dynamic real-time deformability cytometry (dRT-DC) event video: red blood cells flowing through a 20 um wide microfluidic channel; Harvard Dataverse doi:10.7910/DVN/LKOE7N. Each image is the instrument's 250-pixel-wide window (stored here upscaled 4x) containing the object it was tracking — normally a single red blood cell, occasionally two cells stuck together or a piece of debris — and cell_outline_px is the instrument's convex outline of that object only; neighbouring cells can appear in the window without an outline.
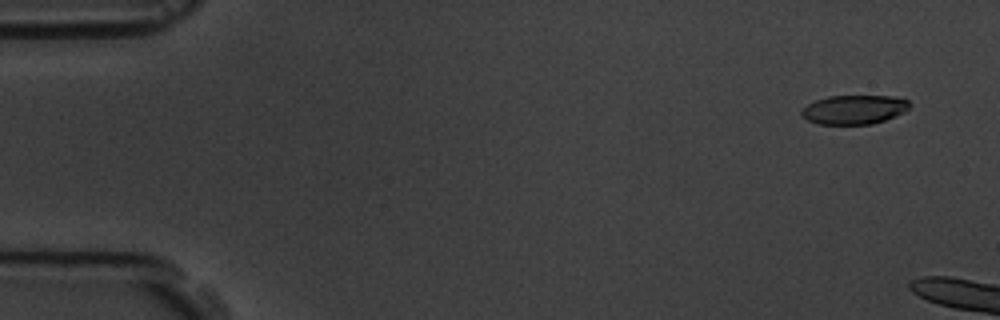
{"species": "common noctule bat (a hibernating species)", "species_latin": "Nyctalus noctula", "temperature_condition": "room temperature", "stored_images_in_passage": 14, "camera_frame_rate_fps": 3000, "um_per_image_px": 0.085, "animal": {"sex": "male", "body_mass_g": 19.5, "forearm_length_mm": 54.6}, "frame": {"image": 1, "passage_image": 2, "time_ms": 0.333, "image_size_px": [1000, 320], "cell_outline_px": [[908, 108], [904, 112], [896, 116], [872, 124], [820, 124], [808, 120], [800, 112], [808, 104], [816, 100], [828, 96], [896, 96], [908, 100]], "centroid_in_image_um": [72.62, 9.31], "position_along_channel_um": 12.4, "area_um2": 18.15}}